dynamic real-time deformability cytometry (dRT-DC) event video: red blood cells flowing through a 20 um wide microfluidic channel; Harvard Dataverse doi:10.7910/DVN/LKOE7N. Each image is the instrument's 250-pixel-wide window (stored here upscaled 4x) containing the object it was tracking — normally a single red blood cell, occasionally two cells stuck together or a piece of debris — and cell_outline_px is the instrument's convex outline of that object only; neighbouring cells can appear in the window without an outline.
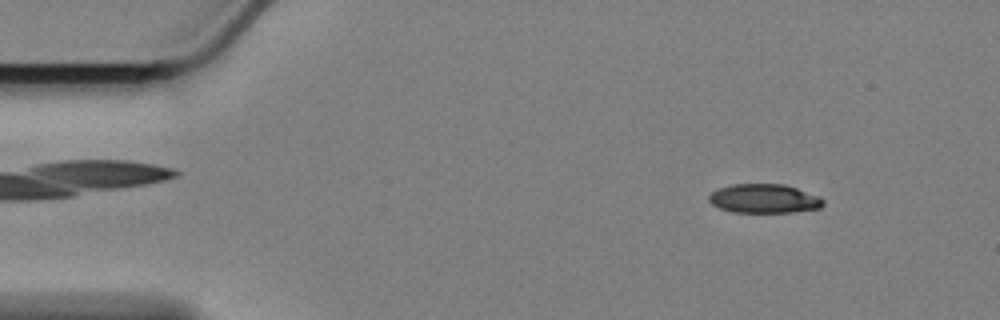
{"species": "Egyptian fruit bat (a non-hibernating species)", "species_latin": "Rousettus aegyptiacus", "temperature_condition": "cold", "stored_images_in_passage": 59, "camera_frame_rate_fps": 3000, "um_per_image_px": 0.085, "animal": {"sex": "female"}, "frame": {"image": 1, "passage_image": 7, "time_ms": 2.0, "image_size_px": [1000, 320], "cell_outline_px": [[824, 204], [820, 208], [792, 212], [732, 212], [720, 208], [712, 204], [708, 200], [708, 196], [712, 192], [720, 188], [732, 184], [784, 184], [820, 196], [824, 200]], "centroid_in_image_um": [64.96, 16.88], "position_along_channel_um": 20.0, "area_um2": 19.31}}
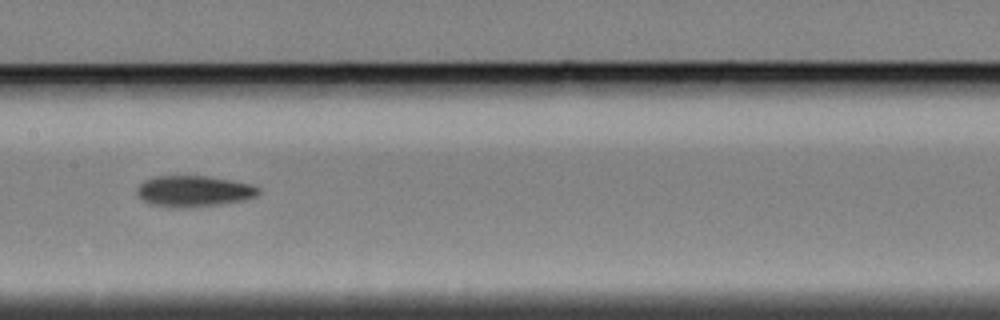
{"frame": {"image": 2, "passage_image": 29, "time_ms": 9.333, "image_size_px": [1000, 320], "cell_outline_px": [[260, 192], [256, 196], [244, 200], [224, 204], [180, 208], [176, 208], [148, 204], [136, 192], [136, 188], [144, 180], [152, 176], [208, 176], [252, 184], [260, 188]], "centroid_in_image_um": [16.47, 16.25], "position_along_channel_um": 190.9, "area_um2": 22.2}}
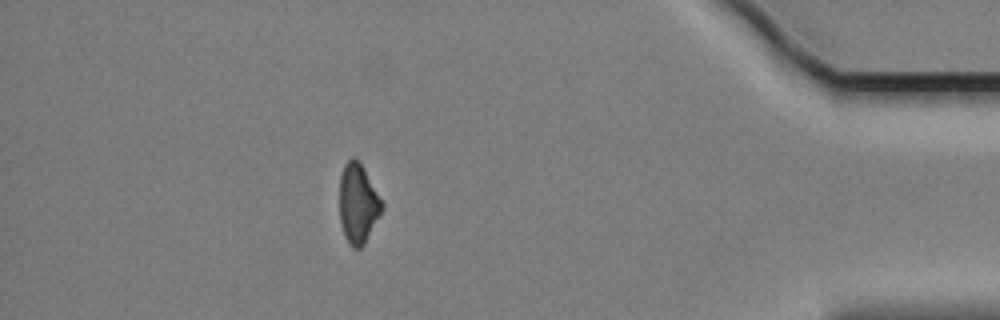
{"frame": {"image": 3, "passage_image": 52, "time_ms": 17.0, "image_size_px": [1000, 320], "cell_outline_px": [[384, 208], [380, 216], [364, 244], [360, 248], [352, 248], [344, 236], [340, 220], [340, 176], [344, 164], [352, 156], [360, 164], [384, 200]], "centroid_in_image_um": [30.45, 17.32], "position_along_channel_um": 404.7, "area_um2": 19.77}, "authors_computed_cell_mechanics": {"area_um2": 21.097, "velocity_mm_per_s": 3.3912, "shape_relaxation_time_tau1_ms": 7.0302, "shape_relaxation_time_tau2_ms": null, "deformation_change_tau1": 0.149, "deformation_change_tau2": null}}